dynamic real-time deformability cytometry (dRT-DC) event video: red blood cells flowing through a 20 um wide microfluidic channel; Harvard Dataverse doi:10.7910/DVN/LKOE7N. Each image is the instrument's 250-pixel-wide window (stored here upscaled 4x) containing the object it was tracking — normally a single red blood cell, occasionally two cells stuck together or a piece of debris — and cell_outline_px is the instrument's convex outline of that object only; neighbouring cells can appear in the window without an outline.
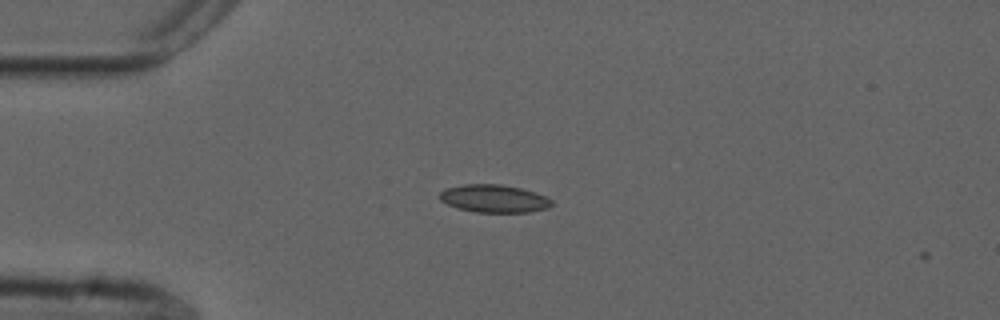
{"species": "common noctule bat (a hibernating species)", "species_latin": "Nyctalus noctula", "temperature_condition": "cold", "stored_images_in_passage": 3, "camera_frame_rate_fps": 3000, "um_per_image_px": 0.085, "animal": {"sex": "male", "forearm_length_mm": 52.5}, "frame": {"image": 1, "passage_image": 2, "time_ms": 0.333, "image_size_px": [1000, 320], "cell_outline_px": [[552, 204], [548, 208], [528, 212], [476, 212], [456, 208], [440, 200], [440, 192], [448, 188], [464, 184], [500, 184], [520, 188], [536, 192], [552, 200]], "centroid_in_image_um": [42.0, 16.88], "position_along_channel_um": 43.0, "area_um2": 18.03}}